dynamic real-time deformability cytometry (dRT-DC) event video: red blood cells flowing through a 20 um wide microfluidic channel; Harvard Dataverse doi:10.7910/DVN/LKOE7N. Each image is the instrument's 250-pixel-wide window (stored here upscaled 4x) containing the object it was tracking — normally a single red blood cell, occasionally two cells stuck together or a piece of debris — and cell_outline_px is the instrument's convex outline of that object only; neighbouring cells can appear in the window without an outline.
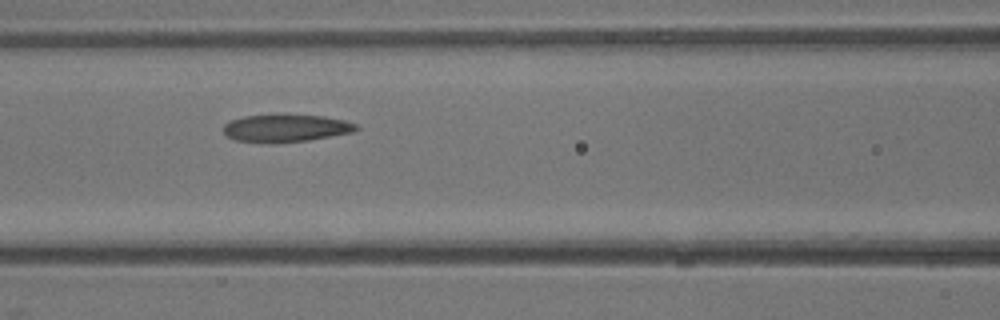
{"species": "common noctule bat (a hibernating species)", "species_latin": "Nyctalus noctula", "temperature_condition": "warm", "stored_images_in_passage": 20, "camera_frame_rate_fps": 3000, "um_per_image_px": 0.085, "animal": {"sex": "male", "body_mass_g": 13.3}, "frame": {"image": 1, "passage_image": 8, "time_ms": 2.333, "image_size_px": [1000, 320], "cell_outline_px": [[360, 128], [352, 132], [332, 136], [308, 140], [236, 140], [228, 136], [224, 132], [224, 124], [232, 120], [244, 116], [324, 116], [344, 120], [356, 124]], "centroid_in_image_um": [24.37, 10.86], "position_along_channel_um": 142.2, "area_um2": 19.88}}
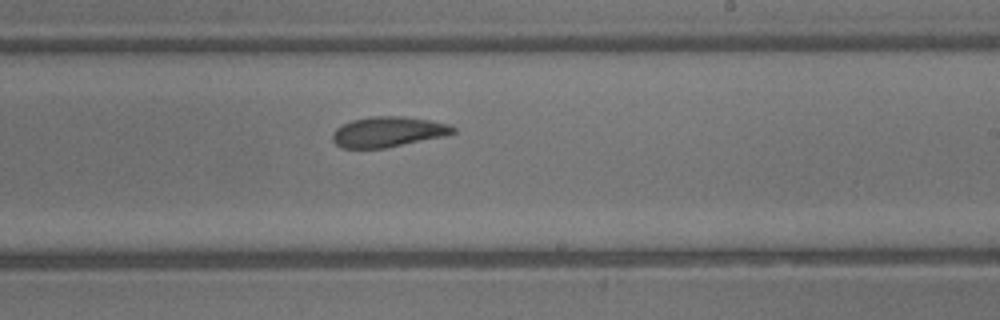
{"frame": {"image": 2, "passage_image": 13, "time_ms": 4.0, "image_size_px": [1000, 320], "cell_outline_px": [[456, 132], [444, 136], [384, 148], [340, 148], [332, 140], [332, 132], [336, 128], [352, 120], [372, 116], [404, 116], [428, 120], [448, 124], [456, 128]], "centroid_in_image_um": [32.96, 11.2], "position_along_channel_um": 256.0, "area_um2": 21.21}}
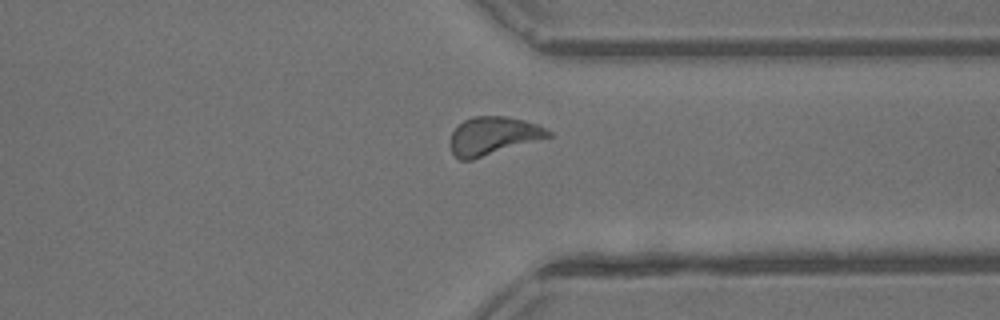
{"frame": {"image": 3, "passage_image": 18, "time_ms": 5.667, "image_size_px": [1000, 320], "cell_outline_px": [[552, 136], [472, 160], [460, 160], [452, 152], [448, 144], [452, 132], [464, 120], [472, 116], [508, 116], [540, 124], [552, 132]], "centroid_in_image_um": [41.92, 11.54], "position_along_channel_um": 369.5, "area_um2": 21.96}}